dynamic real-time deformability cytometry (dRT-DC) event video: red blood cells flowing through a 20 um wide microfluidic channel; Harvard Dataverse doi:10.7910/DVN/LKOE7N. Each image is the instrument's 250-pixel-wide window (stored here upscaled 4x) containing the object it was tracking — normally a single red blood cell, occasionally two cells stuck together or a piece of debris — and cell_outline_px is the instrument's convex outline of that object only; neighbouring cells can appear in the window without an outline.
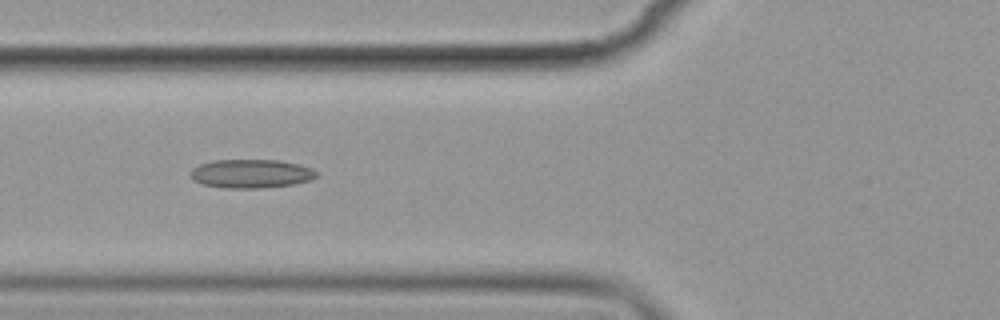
{"species": "common noctule bat (a hibernating species)", "species_latin": "Nyctalus noctula", "temperature_condition": "cold", "stored_images_in_passage": 13, "camera_frame_rate_fps": 3000, "um_per_image_px": 0.085, "animal": {"sex": "female", "body_mass_g": 19.9}, "frame": {"image": 1, "passage_image": 4, "time_ms": 3.667, "image_size_px": [1000, 320], "cell_outline_px": [[320, 172], [312, 180], [292, 184], [260, 188], [224, 188], [204, 184], [192, 180], [192, 168], [200, 164], [212, 160], [280, 160], [312, 168]], "centroid_in_image_um": [21.37, 14.76], "position_along_channel_um": 104.4, "area_um2": 21.04}}
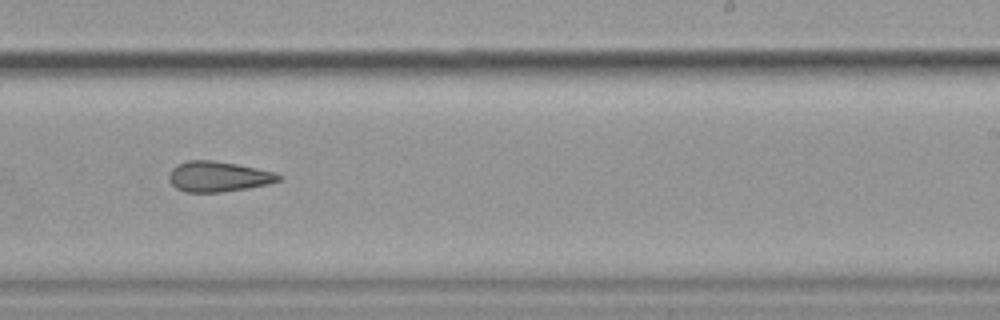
{"frame": {"image": 2, "passage_image": 8, "time_ms": 8.333, "image_size_px": [1000, 320], "cell_outline_px": [[284, 176], [280, 180], [268, 184], [248, 188], [220, 192], [184, 192], [176, 188], [168, 180], [168, 176], [172, 168], [176, 164], [188, 160], [212, 160], [236, 164], [276, 172]], "centroid_in_image_um": [18.55, 15.0], "position_along_channel_um": 270.5, "area_um2": 19.54}}
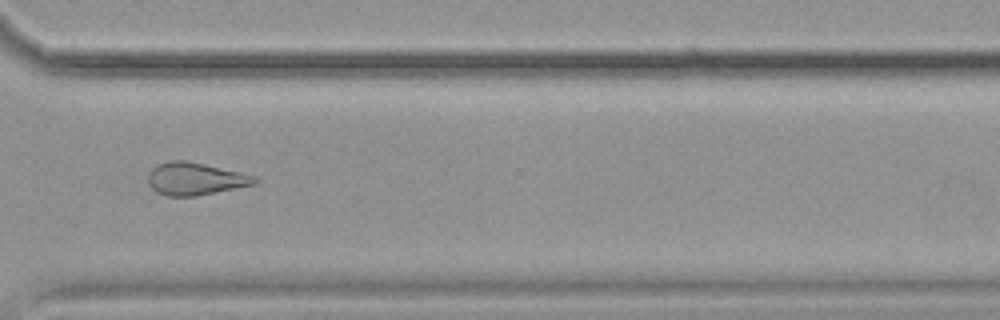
{"frame": {"image": 3, "passage_image": 10, "time_ms": 10.667, "image_size_px": [1000, 320], "cell_outline_px": [[260, 180], [256, 184], [196, 196], [168, 196], [156, 192], [148, 184], [148, 172], [156, 164], [172, 160], [184, 160], [204, 164], [256, 176]], "centroid_in_image_um": [16.57, 15.2], "position_along_channel_um": 354.0, "area_um2": 20.23}, "authors_computed_cell_mechanics": {"area_um2": 21.0392, "velocity_mm_per_s": 3.5697, "shape_relaxation_time_tau1_ms": null, "shape_relaxation_time_tau2_ms": 3.8819, "deformation_change_tau1": null, "deformation_change_tau2": 0.1143}}